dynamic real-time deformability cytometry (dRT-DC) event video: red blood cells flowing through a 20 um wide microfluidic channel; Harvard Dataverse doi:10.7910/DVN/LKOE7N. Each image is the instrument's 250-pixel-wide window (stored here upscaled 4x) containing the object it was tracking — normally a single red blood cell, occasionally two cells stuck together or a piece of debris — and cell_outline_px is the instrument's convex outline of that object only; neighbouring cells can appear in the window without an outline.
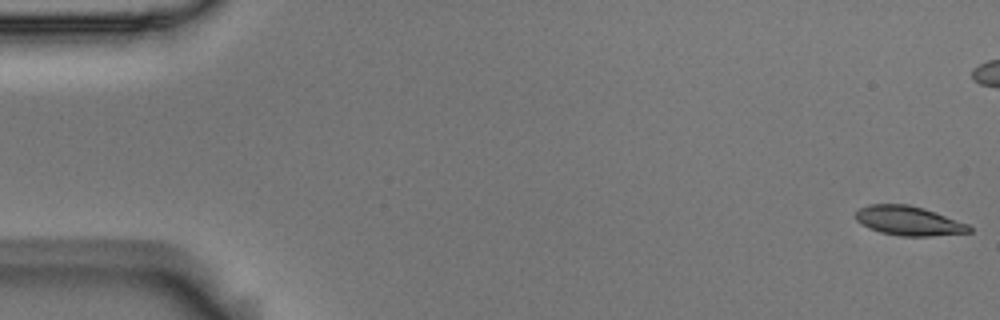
{"species": "Egyptian fruit bat (a non-hibernating species)", "species_latin": "Rousettus aegyptiacus", "temperature_condition": "room temperature", "stored_images_in_passage": 56, "camera_frame_rate_fps": 3000, "um_per_image_px": 0.085, "animal": {"sex": "male"}, "frame": {"image": 1, "passage_image": 1, "time_ms": 0.0, "image_size_px": [1000, 320], "cell_outline_px": [[972, 232], [928, 236], [900, 236], [880, 232], [868, 228], [856, 220], [856, 212], [860, 208], [868, 204], [904, 204], [924, 208], [936, 212], [968, 224], [972, 228]], "centroid_in_image_um": [77.23, 18.77], "position_along_channel_um": 7.8, "area_um2": 19.36}}
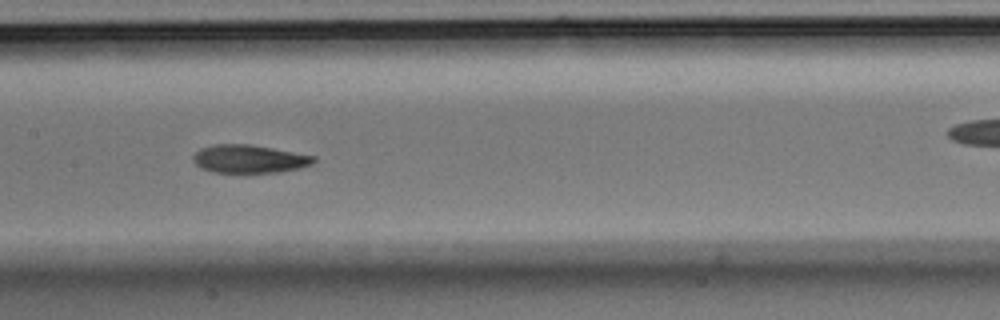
{"frame": {"image": 2, "passage_image": 27, "time_ms": 8.667, "image_size_px": [1000, 320], "cell_outline_px": [[316, 160], [312, 164], [300, 168], [280, 172], [244, 176], [212, 172], [200, 168], [192, 160], [192, 156], [200, 148], [212, 144], [252, 144], [316, 156]], "centroid_in_image_um": [21.16, 13.56], "position_along_channel_um": 186.2, "area_um2": 20.92}}
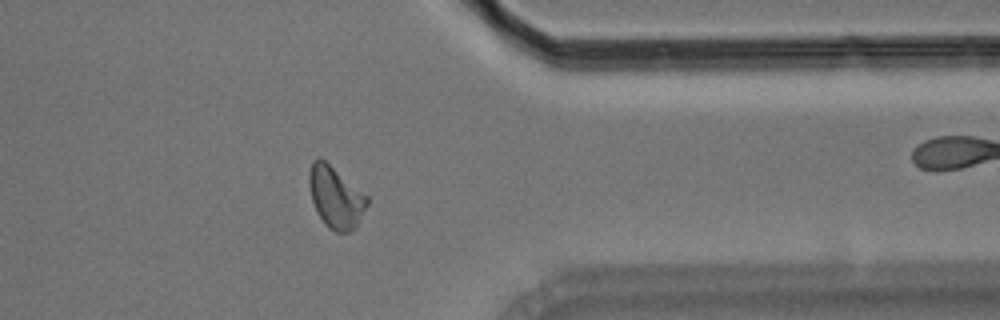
{"frame": {"image": 3, "passage_image": 44, "time_ms": 14.333, "image_size_px": [1000, 320], "cell_outline_px": [[368, 204], [356, 228], [348, 232], [336, 232], [328, 228], [324, 224], [316, 212], [312, 200], [308, 184], [308, 172], [312, 160], [320, 156], [368, 196]], "centroid_in_image_um": [28.51, 16.76], "position_along_channel_um": 382.9, "area_um2": 21.1}, "authors_computed_cell_mechanics": {"area_um2": 19.9121, "velocity_mm_per_s": 3.6636, "shape_relaxation_time_tau1_ms": 3.7557, "shape_relaxation_time_tau2_ms": 3.1898, "deformation_change_tau1": 0.1484, "deformation_change_tau2": 0.0914}}